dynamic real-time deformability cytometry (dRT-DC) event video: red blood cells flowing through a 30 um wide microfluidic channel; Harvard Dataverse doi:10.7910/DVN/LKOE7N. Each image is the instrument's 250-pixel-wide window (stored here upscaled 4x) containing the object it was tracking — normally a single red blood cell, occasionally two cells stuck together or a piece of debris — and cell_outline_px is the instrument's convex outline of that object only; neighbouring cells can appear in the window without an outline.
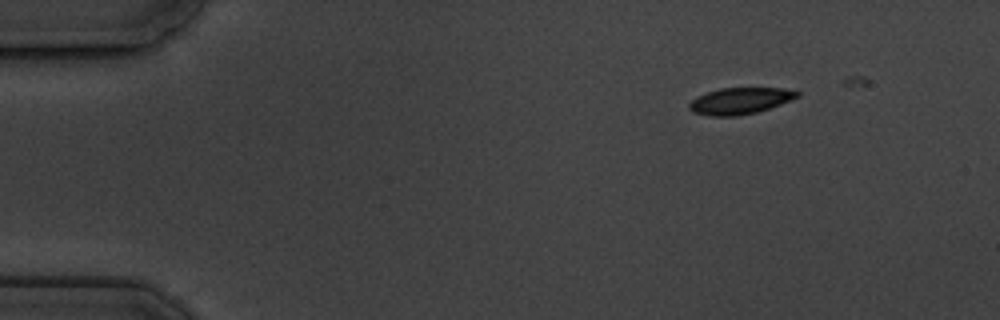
{"species": "common noctule bat (a hibernating species)", "species_latin": "Nyctalus noctula", "temperature_condition": "cold", "stored_images_in_passage": 6, "camera_frame_rate_fps": 3000, "um_per_image_px": 0.085, "animal": {"sex": "male", "body_mass_g": 19.5, "forearm_length_mm": 54.6}, "frame": {"image": 1, "passage_image": 6, "time_ms": 6.667, "image_size_px": [1000, 320], "cell_outline_px": [[800, 96], [780, 104], [756, 112], [736, 116], [708, 116], [692, 112], [688, 108], [688, 104], [696, 96], [720, 88], [784, 88], [800, 92]], "centroid_in_image_um": [62.87, 8.57], "position_along_channel_um": 22.1, "area_um2": 16.65}}